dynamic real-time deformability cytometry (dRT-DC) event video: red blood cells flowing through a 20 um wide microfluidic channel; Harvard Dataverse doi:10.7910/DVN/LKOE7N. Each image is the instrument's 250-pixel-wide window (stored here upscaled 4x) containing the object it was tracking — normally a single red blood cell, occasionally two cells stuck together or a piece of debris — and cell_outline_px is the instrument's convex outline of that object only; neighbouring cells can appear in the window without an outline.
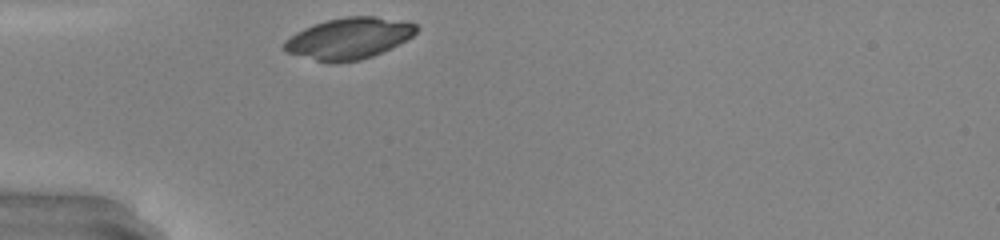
{"species": "common noctule bat (a hibernating species)", "species_latin": "Nyctalus noctula", "temperature_condition": "warm", "stored_images_in_passage": 25, "camera_frame_rate_fps": 3000, "um_per_image_px": 0.085, "animal": {"sex": "male", "body_mass_g": 20.0, "forearm_length_mm": 53.3}, "frame": {"image": 1, "passage_image": 1, "time_ms": 0.0, "image_size_px": [1000, 240], "cell_outline_px": [[420, 28], [412, 36], [372, 56], [360, 60], [336, 64], [328, 64], [288, 52], [280, 48], [280, 44], [284, 40], [296, 32], [304, 28], [328, 20], [348, 16], [376, 16], [416, 24]], "centroid_in_image_um": [29.59, 3.28], "position_along_channel_um": 55.4, "area_um2": 31.67}}
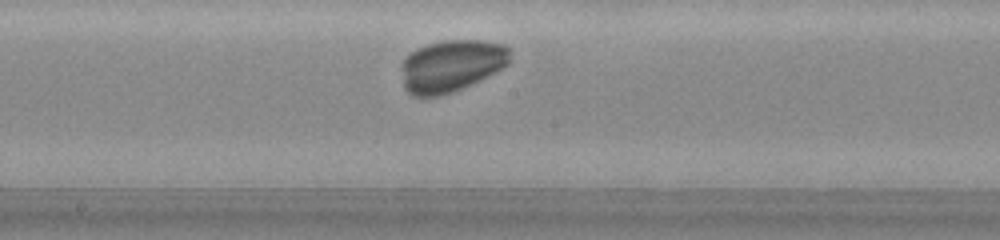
{"frame": {"image": 2, "passage_image": 13, "time_ms": 4.0, "image_size_px": [1000, 240], "cell_outline_px": [[508, 64], [504, 68], [452, 92], [440, 96], [412, 96], [404, 88], [404, 60], [416, 48], [428, 44], [444, 40], [480, 40], [504, 44], [508, 48]], "centroid_in_image_um": [38.38, 5.58], "position_along_channel_um": 209.8, "area_um2": 32.31}}
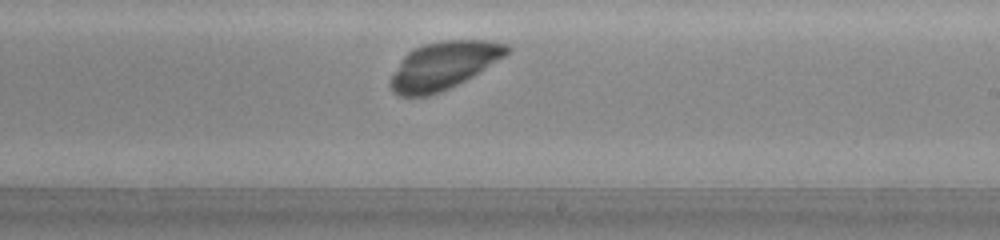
{"frame": {"image": 3, "passage_image": 16, "time_ms": 5.0, "image_size_px": [1000, 240], "cell_outline_px": [[512, 52], [472, 76], [440, 92], [428, 96], [400, 96], [388, 84], [392, 76], [404, 56], [408, 52], [424, 44], [440, 40], [484, 40], [508, 44], [512, 48]], "centroid_in_image_um": [37.75, 5.55], "position_along_channel_um": 251.3, "area_um2": 31.96}}